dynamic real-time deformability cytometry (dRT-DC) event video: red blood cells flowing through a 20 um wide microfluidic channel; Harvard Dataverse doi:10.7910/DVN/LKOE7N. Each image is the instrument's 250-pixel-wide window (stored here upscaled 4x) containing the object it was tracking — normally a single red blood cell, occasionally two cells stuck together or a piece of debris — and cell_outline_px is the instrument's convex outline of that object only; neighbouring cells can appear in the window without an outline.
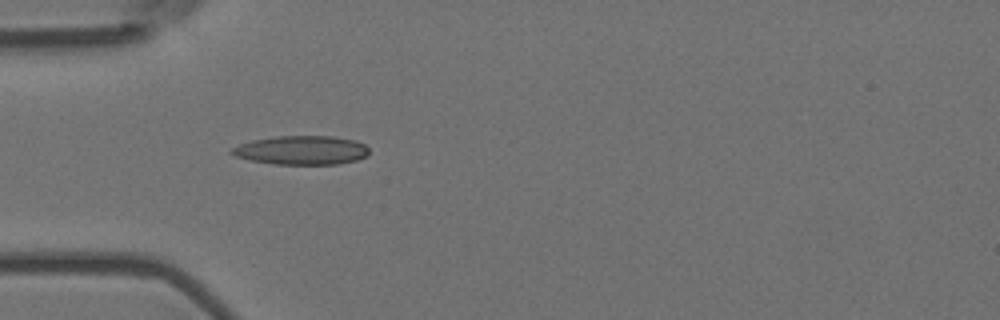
{"species": "Egyptian fruit bat (a non-hibernating species)", "species_latin": "Rousettus aegyptiacus", "temperature_condition": "room temperature", "stored_images_in_passage": 5, "camera_frame_rate_fps": 3000, "um_per_image_px": 0.085, "animal": {"sex": "female"}, "frame": {"image": 1, "passage_image": 5, "time_ms": 1.333, "image_size_px": [1000, 320], "cell_outline_px": [[368, 156], [356, 160], [340, 164], [276, 164], [252, 160], [236, 156], [228, 152], [232, 148], [240, 144], [252, 140], [276, 136], [332, 136], [356, 140], [364, 144], [368, 148]], "centroid_in_image_um": [25.66, 12.76], "position_along_channel_um": 59.3, "area_um2": 23.12}}